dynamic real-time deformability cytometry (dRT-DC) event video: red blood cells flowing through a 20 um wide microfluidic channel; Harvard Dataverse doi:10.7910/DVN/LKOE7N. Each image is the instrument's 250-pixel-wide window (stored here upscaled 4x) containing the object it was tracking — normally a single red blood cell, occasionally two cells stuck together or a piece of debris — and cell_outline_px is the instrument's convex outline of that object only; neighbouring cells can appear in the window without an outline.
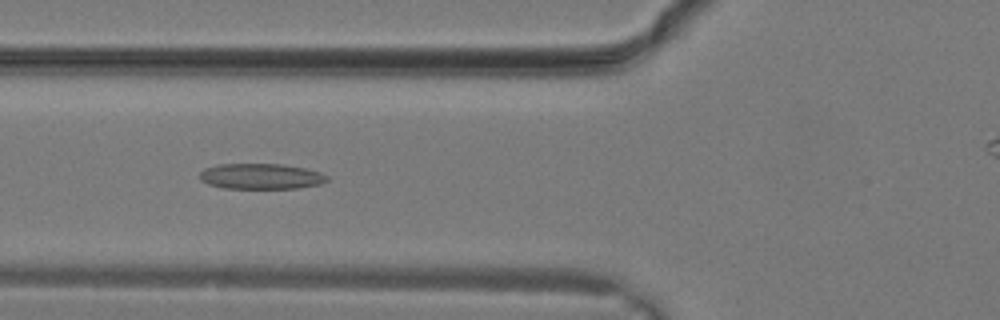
{"species": "common noctule bat (a hibernating species)", "species_latin": "Nyctalus noctula", "temperature_condition": "warm", "stored_images_in_passage": 27, "camera_frame_rate_fps": 3000, "um_per_image_px": 0.085, "animal": {"sex": "male", "body_mass_g": 19.2, "forearm_length_mm": 51.8}, "frame": {"image": 1, "passage_image": 11, "time_ms": 3.333, "image_size_px": [1000, 320], "cell_outline_px": [[328, 180], [320, 184], [296, 188], [224, 188], [208, 184], [200, 180], [200, 172], [204, 168], [216, 164], [280, 164], [304, 168], [320, 172], [328, 176]], "centroid_in_image_um": [22.15, 14.98], "position_along_channel_um": 103.6, "area_um2": 18.96}}
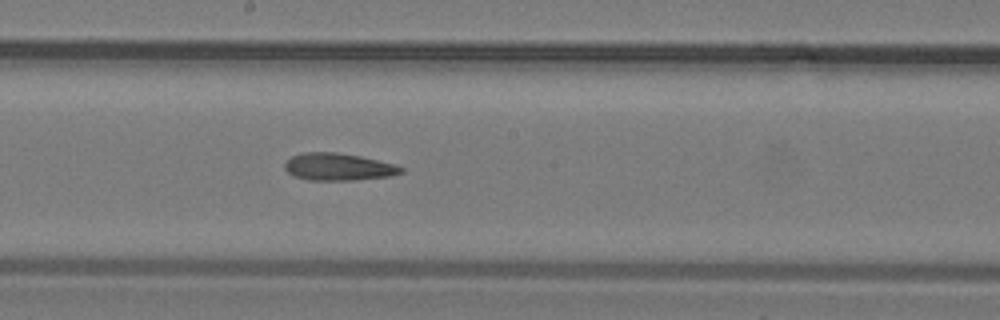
{"frame": {"image": 2, "passage_image": 16, "time_ms": 5.0, "image_size_px": [1000, 320], "cell_outline_px": [[404, 172], [388, 176], [356, 180], [308, 180], [296, 176], [288, 172], [284, 168], [284, 164], [292, 156], [304, 152], [336, 152], [360, 156], [396, 164], [404, 168]], "centroid_in_image_um": [28.78, 14.18], "position_along_channel_um": 219.4, "area_um2": 18.44}}
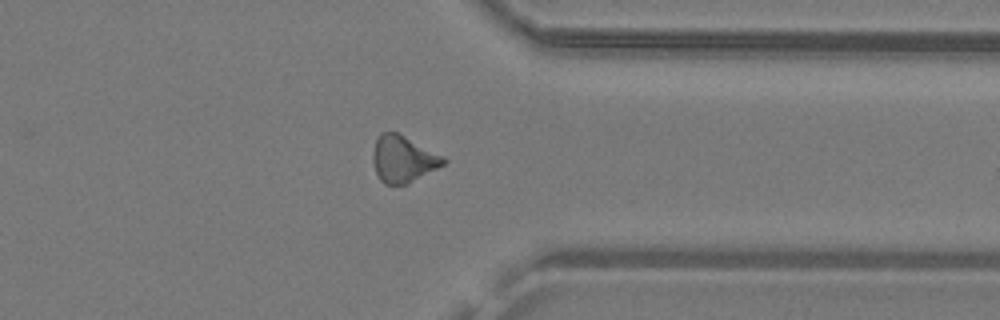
{"frame": {"image": 3, "passage_image": 23, "time_ms": 7.333, "image_size_px": [1000, 320], "cell_outline_px": [[448, 160], [444, 164], [408, 184], [384, 184], [380, 180], [376, 172], [372, 160], [372, 156], [376, 140], [380, 132], [396, 132], [444, 156]], "centroid_in_image_um": [34.25, 13.52], "position_along_channel_um": 377.1, "area_um2": 19.02}}